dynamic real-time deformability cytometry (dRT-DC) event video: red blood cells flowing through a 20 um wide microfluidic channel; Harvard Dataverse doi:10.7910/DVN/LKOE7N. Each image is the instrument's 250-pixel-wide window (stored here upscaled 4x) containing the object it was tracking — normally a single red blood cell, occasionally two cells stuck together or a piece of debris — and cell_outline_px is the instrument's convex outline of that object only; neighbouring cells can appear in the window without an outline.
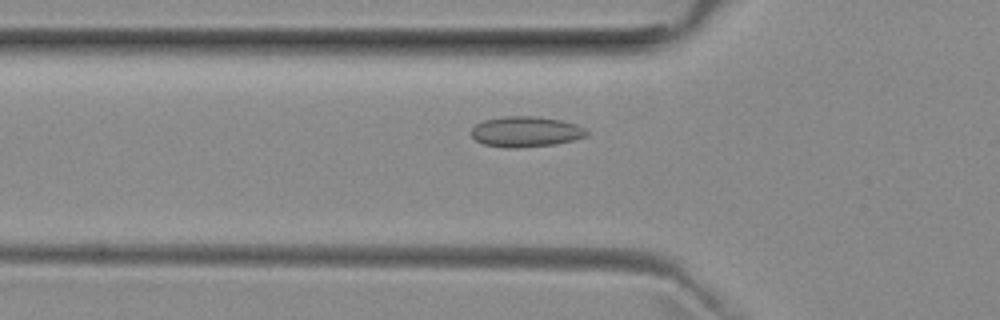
{"species": "common noctule bat (a hibernating species)", "species_latin": "Nyctalus noctula", "temperature_condition": "room temperature", "stored_images_in_passage": 41, "camera_frame_rate_fps": 3000, "um_per_image_px": 0.085, "animal": {"sex": "female", "body_mass_g": 29.2, "forearm_length_mm": 56.3}, "frame": {"image": 1, "passage_image": 6, "time_ms": 1.667, "image_size_px": [1000, 320], "cell_outline_px": [[588, 132], [584, 136], [572, 140], [556, 144], [516, 148], [508, 148], [484, 144], [476, 140], [472, 136], [472, 128], [476, 124], [484, 120], [504, 116], [536, 116], [560, 120], [576, 124], [584, 128]], "centroid_in_image_um": [44.67, 11.19], "position_along_channel_um": 81.1, "area_um2": 20.35}}
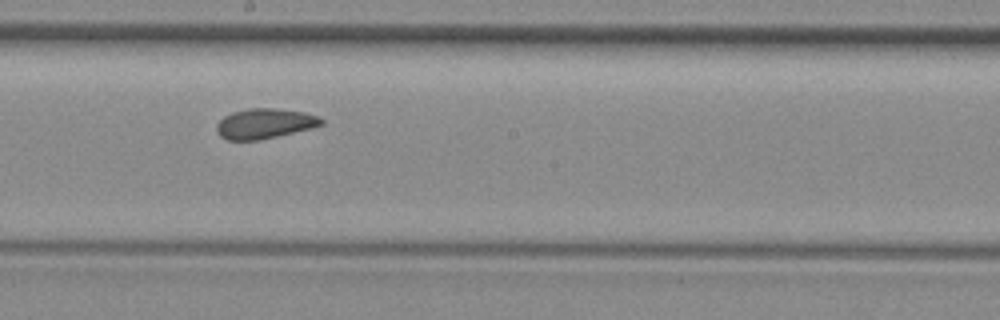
{"frame": {"image": 2, "passage_image": 17, "time_ms": 5.333, "image_size_px": [1000, 320], "cell_outline_px": [[324, 124], [312, 128], [260, 140], [228, 140], [220, 136], [216, 132], [216, 124], [224, 116], [232, 112], [248, 108], [276, 108], [304, 112], [320, 116], [324, 120]], "centroid_in_image_um": [22.5, 10.5], "position_along_channel_um": 225.7, "area_um2": 18.55}}
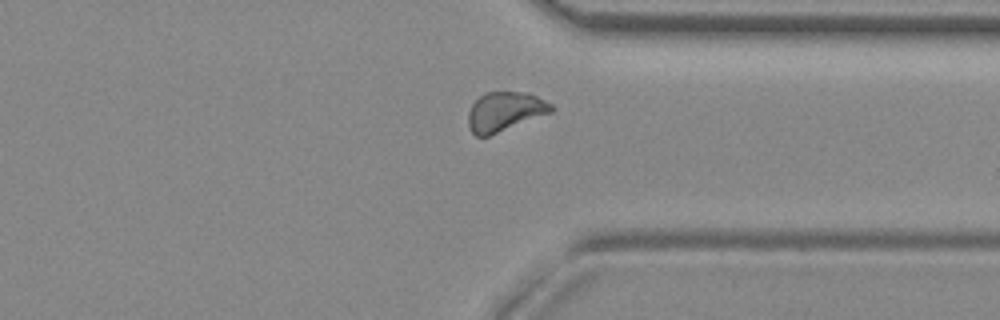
{"frame": {"image": 3, "passage_image": 28, "time_ms": 9.0, "image_size_px": [1000, 320], "cell_outline_px": [[556, 108], [552, 112], [488, 136], [476, 136], [472, 132], [468, 124], [468, 112], [472, 104], [480, 96], [488, 92], [528, 92], [552, 104]], "centroid_in_image_um": [42.92, 9.47], "position_along_channel_um": 368.5, "area_um2": 18.9}, "authors_computed_cell_mechanics": {"area_um2": 18.785, "velocity_mm_per_s": 3.9312, "shape_relaxation_time_tau1_ms": null, "shape_relaxation_time_tau2_ms": 2.3399, "deformation_change_tau1": null, "deformation_change_tau2": 0.0683}}